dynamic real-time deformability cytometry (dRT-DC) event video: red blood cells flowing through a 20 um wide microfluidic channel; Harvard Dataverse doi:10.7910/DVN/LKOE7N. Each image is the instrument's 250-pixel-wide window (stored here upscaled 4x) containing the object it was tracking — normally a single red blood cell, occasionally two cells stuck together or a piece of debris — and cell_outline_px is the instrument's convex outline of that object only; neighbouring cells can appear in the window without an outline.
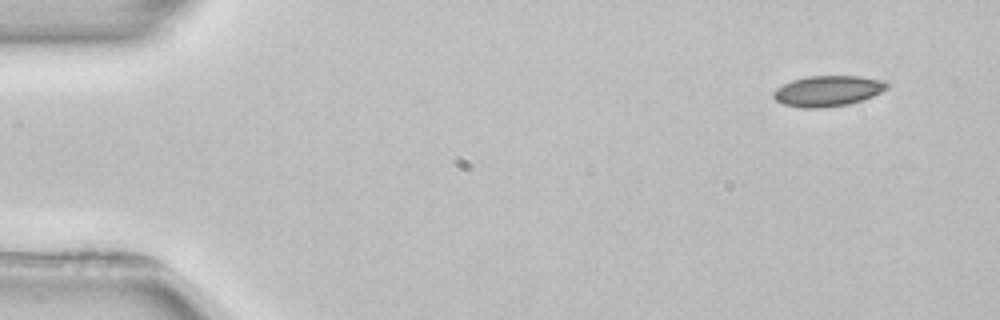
{"species": "common noctule bat (a hibernating species)", "species_latin": "Nyctalus noctula", "temperature_condition": "room temperature", "stored_images_in_passage": 3, "camera_frame_rate_fps": 3000, "um_per_image_px": 0.085, "animal": {"sex": "female", "body_mass_g": 22.7, "forearm_length_mm": 54.2}, "frame": {"image": 1, "passage_image": 1, "time_ms": 0.0, "image_size_px": [1000, 320], "cell_outline_px": [[892, 84], [888, 88], [872, 96], [848, 104], [820, 108], [800, 108], [784, 104], [776, 100], [772, 96], [772, 92], [776, 88], [792, 80], [808, 76], [860, 76], [884, 80]], "centroid_in_image_um": [70.37, 7.72], "position_along_channel_um": 14.6, "area_um2": 20.35}}
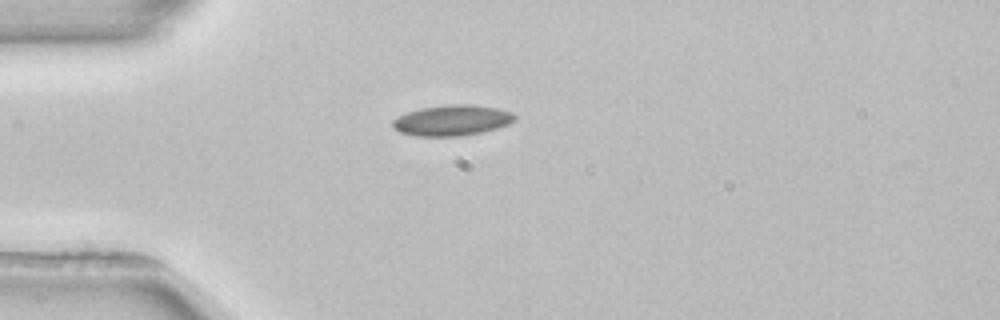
{"frame": {"image": 2, "passage_image": 3, "time_ms": 3.333, "image_size_px": [1000, 320], "cell_outline_px": [[516, 120], [508, 124], [496, 128], [480, 132], [460, 136], [416, 136], [400, 132], [392, 128], [392, 120], [408, 112], [420, 108], [448, 104], [468, 104], [496, 108], [512, 112], [516, 116]], "centroid_in_image_um": [38.41, 10.23], "position_along_channel_um": 46.6, "area_um2": 21.73}}